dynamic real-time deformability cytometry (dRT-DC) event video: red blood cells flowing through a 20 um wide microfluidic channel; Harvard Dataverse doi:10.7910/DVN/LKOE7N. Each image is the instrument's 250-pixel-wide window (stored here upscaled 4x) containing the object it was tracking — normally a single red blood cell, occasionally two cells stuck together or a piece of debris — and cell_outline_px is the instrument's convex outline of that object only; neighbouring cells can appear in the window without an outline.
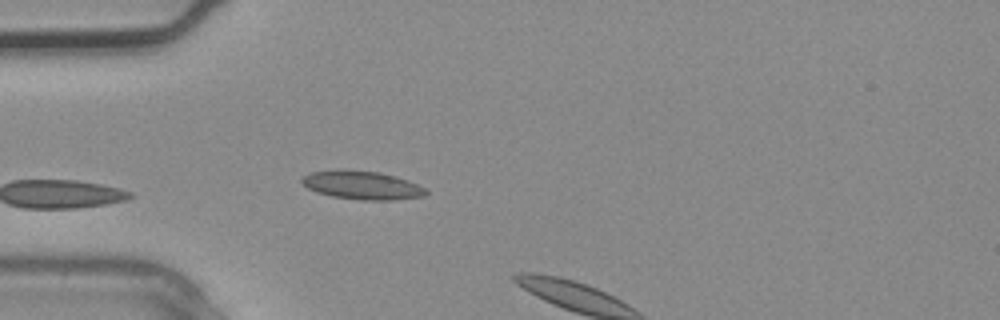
{"species": "common noctule bat (a hibernating species)", "species_latin": "Nyctalus noctula", "temperature_condition": "warm", "stored_images_in_passage": 3, "camera_frame_rate_fps": 3000, "um_per_image_px": 0.085, "animal": {"sex": "male", "body_mass_g": 20.4}, "frame": {"image": 1, "passage_image": 3, "time_ms": 0.667, "image_size_px": [1000, 320], "cell_outline_px": [[428, 192], [424, 196], [392, 200], [360, 200], [332, 196], [316, 192], [308, 188], [300, 180], [304, 176], [312, 172], [380, 172], [396, 176], [408, 180], [424, 188]], "centroid_in_image_um": [30.83, 15.79], "position_along_channel_um": 54.2, "area_um2": 19.71}}